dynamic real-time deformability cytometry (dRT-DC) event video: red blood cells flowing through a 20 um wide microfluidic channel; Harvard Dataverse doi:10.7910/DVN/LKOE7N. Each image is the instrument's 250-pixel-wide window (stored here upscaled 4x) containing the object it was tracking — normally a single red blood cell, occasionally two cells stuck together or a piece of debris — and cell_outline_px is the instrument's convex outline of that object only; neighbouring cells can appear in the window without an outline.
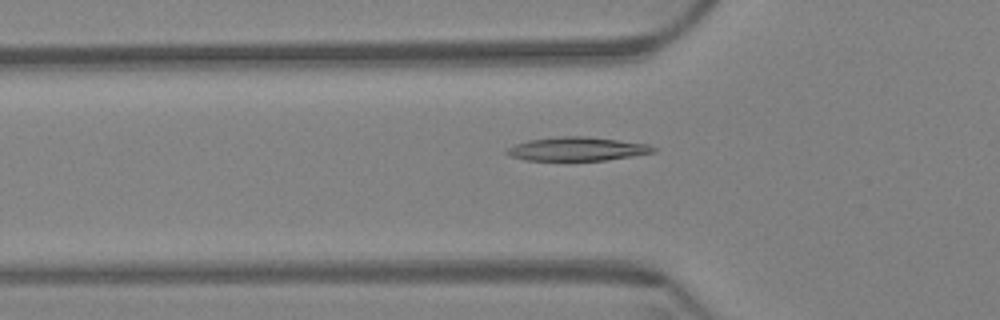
{"species": "Egyptian fruit bat (a non-hibernating species)", "species_latin": "Rousettus aegyptiacus", "temperature_condition": "warm", "stored_images_in_passage": 50, "camera_frame_rate_fps": 3000, "um_per_image_px": 0.085, "animal": {"sex": "female"}, "frame": {"image": 1, "passage_image": 9, "time_ms": 2.667, "image_size_px": [1000, 320], "cell_outline_px": [[656, 152], [604, 160], [524, 160], [512, 156], [504, 152], [508, 148], [516, 144], [528, 140], [560, 136], [588, 136], [648, 144], [656, 148]], "centroid_in_image_um": [49.05, 12.65], "position_along_channel_um": 76.7, "area_um2": 20.06}}
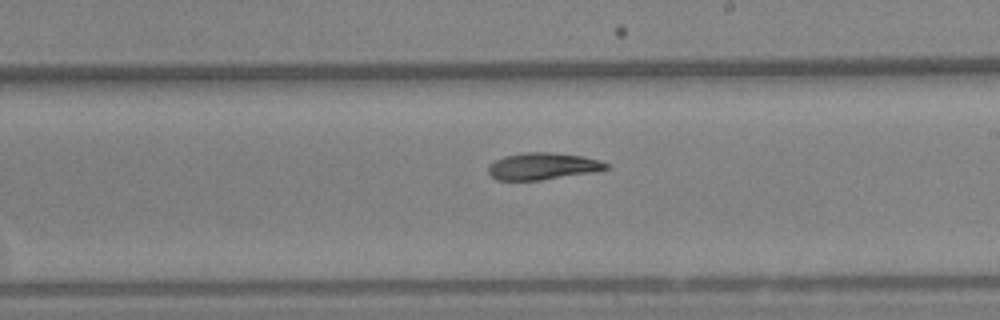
{"frame": {"image": 2, "passage_image": 24, "time_ms": 7.667, "image_size_px": [1000, 320], "cell_outline_px": [[608, 168], [596, 172], [540, 180], [496, 180], [488, 172], [488, 168], [496, 160], [504, 156], [524, 152], [548, 152], [584, 156], [600, 160], [608, 164]], "centroid_in_image_um": [46.16, 14.13], "position_along_channel_um": 242.8, "area_um2": 18.44}}
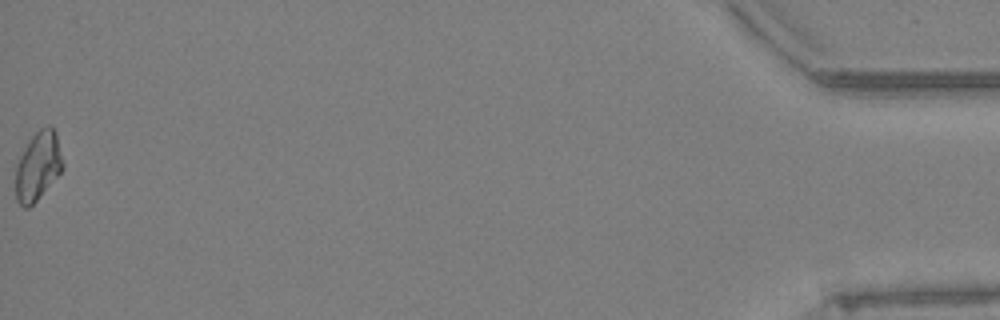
{"frame": {"image": 3, "passage_image": 50, "time_ms": 16.333, "image_size_px": [1000, 320], "cell_outline_px": [[64, 168], [36, 200], [28, 208], [24, 208], [16, 200], [16, 168], [20, 156], [28, 140], [40, 128], [48, 124], [56, 132], [64, 164]], "centroid_in_image_um": [3.24, 14.09], "position_along_channel_um": 432.0, "area_um2": 18.73}}